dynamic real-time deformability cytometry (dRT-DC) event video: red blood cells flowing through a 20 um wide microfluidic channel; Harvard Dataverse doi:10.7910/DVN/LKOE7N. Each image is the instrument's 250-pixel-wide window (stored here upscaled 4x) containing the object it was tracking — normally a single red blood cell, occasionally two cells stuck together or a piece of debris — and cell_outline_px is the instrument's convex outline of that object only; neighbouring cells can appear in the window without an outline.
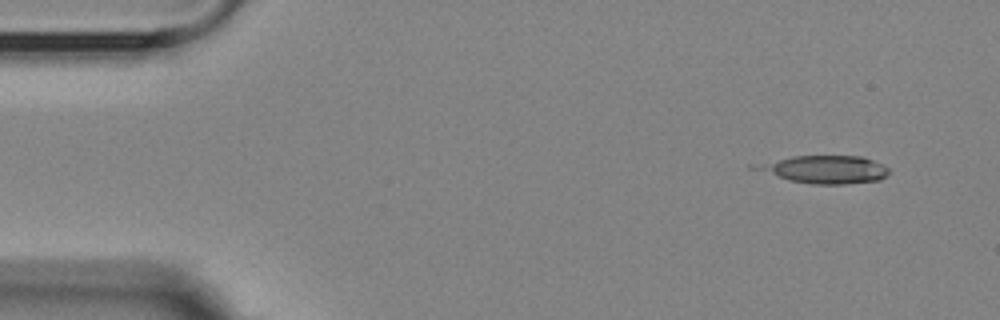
{"species": "Egyptian fruit bat (a non-hibernating species)", "species_latin": "Rousettus aegyptiacus", "temperature_condition": "room temperature", "stored_images_in_passage": 4, "camera_frame_rate_fps": 3000, "um_per_image_px": 0.085, "animal": {"sex": "female"}, "frame": {"image": 1, "passage_image": 1, "time_ms": 0.0, "image_size_px": [1000, 320], "cell_outline_px": [[888, 172], [880, 180], [844, 184], [812, 184], [788, 180], [748, 168], [748, 164], [792, 156], [864, 156], [888, 168]], "centroid_in_image_um": [69.97, 14.39], "position_along_channel_um": 15.0, "area_um2": 21.79}}
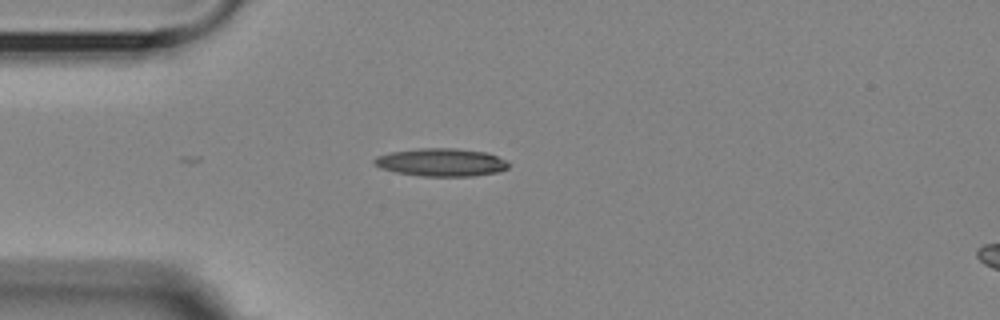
{"frame": {"image": 2, "passage_image": 4, "time_ms": 3.333, "image_size_px": [1000, 320], "cell_outline_px": [[508, 168], [496, 172], [472, 176], [420, 176], [396, 172], [380, 168], [372, 164], [372, 160], [376, 156], [392, 152], [420, 148], [456, 148], [484, 152], [496, 156], [504, 160], [508, 164]], "centroid_in_image_um": [37.44, 13.8], "position_along_channel_um": 47.6, "area_um2": 21.73}}